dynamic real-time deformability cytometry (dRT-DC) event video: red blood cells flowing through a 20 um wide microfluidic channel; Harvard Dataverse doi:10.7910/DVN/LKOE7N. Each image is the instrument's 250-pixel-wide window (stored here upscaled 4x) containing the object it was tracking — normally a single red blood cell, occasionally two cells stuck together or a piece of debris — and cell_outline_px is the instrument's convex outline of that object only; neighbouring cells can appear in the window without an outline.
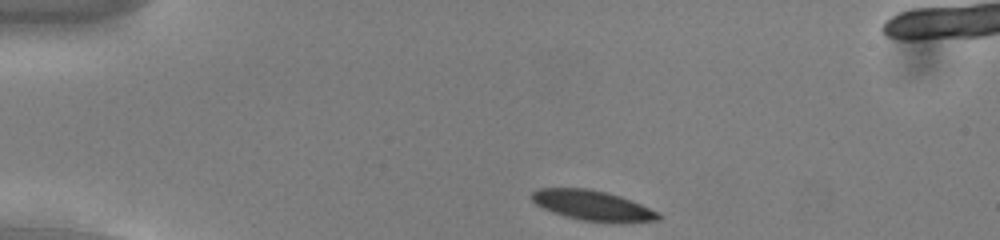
{"species": "common noctule bat (a hibernating species)", "species_latin": "Nyctalus noctula", "temperature_condition": "cold", "stored_images_in_passage": 45, "segment_of_instrument_passage": [1, 2], "camera_frame_rate_fps": 3000, "um_per_image_px": 0.085, "animal": {"sex": "male", "body_mass_g": 13.0, "forearm_length_mm": 53.1}, "frame": {"image": 1, "passage_image": 1, "time_ms": 0.0, "image_size_px": [1000, 240], "cell_outline_px": [[660, 220], [580, 220], [564, 216], [552, 212], [536, 204], [532, 200], [532, 192], [540, 188], [588, 188], [620, 196], [660, 212]], "centroid_in_image_um": [50.29, 17.42], "position_along_channel_um": 34.7, "area_um2": 21.27}}
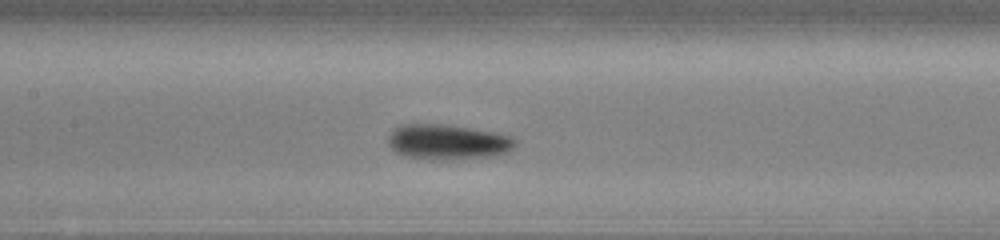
{"frame": {"image": 2, "passage_image": 16, "time_ms": 5.0, "image_size_px": [1000, 240], "cell_outline_px": [[516, 144], [512, 148], [504, 152], [488, 156], [448, 160], [432, 160], [404, 156], [396, 152], [388, 144], [388, 136], [392, 128], [400, 124], [444, 124], [492, 132], [508, 136], [516, 140]], "centroid_in_image_um": [37.95, 12.06], "position_along_channel_um": 169.5, "area_um2": 25.89}}
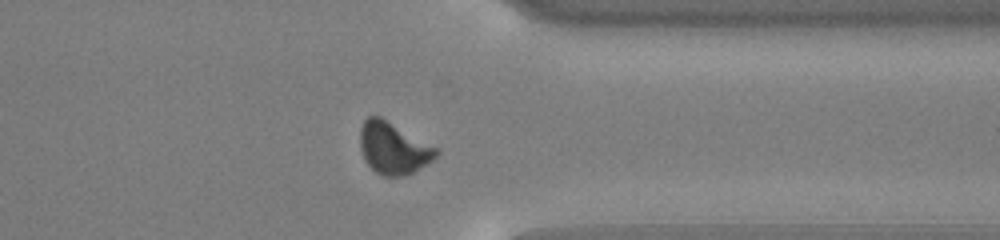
{"frame": {"image": 3, "passage_image": 33, "time_ms": 10.667, "image_size_px": [1000, 240], "cell_outline_px": [[440, 152], [432, 160], [420, 168], [404, 176], [384, 176], [376, 172], [364, 160], [360, 148], [360, 128], [364, 120], [368, 116], [380, 116], [436, 148]], "centroid_in_image_um": [33.39, 12.59], "position_along_channel_um": 378.0, "area_um2": 22.66}}